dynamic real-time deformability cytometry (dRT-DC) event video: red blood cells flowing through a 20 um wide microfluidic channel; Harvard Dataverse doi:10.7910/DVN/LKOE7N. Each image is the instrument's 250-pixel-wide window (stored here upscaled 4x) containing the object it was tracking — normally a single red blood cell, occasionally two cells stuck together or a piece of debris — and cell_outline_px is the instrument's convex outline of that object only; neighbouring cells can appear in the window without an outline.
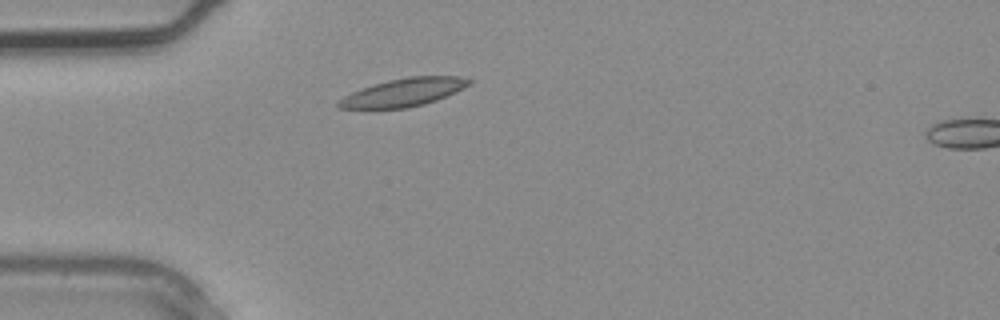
{"species": "common noctule bat (a hibernating species)", "species_latin": "Nyctalus noctula", "temperature_condition": "warm", "stored_images_in_passage": 3, "camera_frame_rate_fps": 3000, "um_per_image_px": 0.085, "animal": {"sex": "male", "body_mass_g": 20.4}, "frame": {"image": 1, "passage_image": 2, "time_ms": 0.333, "image_size_px": [1000, 320], "cell_outline_px": [[472, 84], [436, 100], [424, 104], [408, 108], [336, 108], [336, 104], [344, 96], [360, 88], [372, 84], [388, 80], [408, 76], [460, 76], [472, 80]], "centroid_in_image_um": [34.3, 7.84], "position_along_channel_um": 50.7, "area_um2": 21.27}}